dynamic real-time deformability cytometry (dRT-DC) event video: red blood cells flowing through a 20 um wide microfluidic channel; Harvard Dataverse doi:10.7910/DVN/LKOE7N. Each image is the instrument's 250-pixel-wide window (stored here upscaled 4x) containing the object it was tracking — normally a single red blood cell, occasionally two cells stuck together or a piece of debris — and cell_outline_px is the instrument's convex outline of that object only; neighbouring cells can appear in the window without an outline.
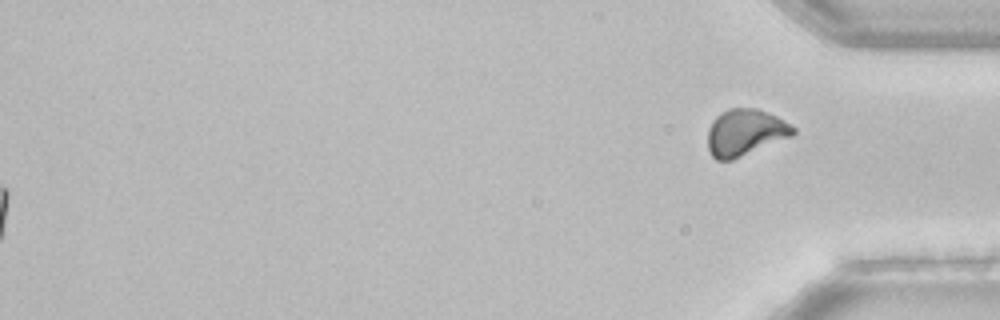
{"species": "common noctule bat (a hibernating species)", "species_latin": "Nyctalus noctula", "temperature_condition": "room temperature", "stored_images_in_passage": 48, "segment_of_instrument_passage": [2, 2], "camera_frame_rate_fps": 3000, "um_per_image_px": 0.085, "animal": {"sex": "female", "body_mass_g": 22.7, "forearm_length_mm": 54.2}, "frame": {"image": 1, "passage_image": 48, "time_ms": 15.667, "image_size_px": [1000, 320], "cell_outline_px": [[796, 132], [792, 136], [732, 160], [716, 160], [712, 156], [708, 148], [708, 128], [712, 120], [720, 112], [728, 108], [756, 108], [776, 116], [784, 120], [796, 128]], "centroid_in_image_um": [63.32, 11.25], "position_along_channel_um": 371.9, "area_um2": 23.24}}